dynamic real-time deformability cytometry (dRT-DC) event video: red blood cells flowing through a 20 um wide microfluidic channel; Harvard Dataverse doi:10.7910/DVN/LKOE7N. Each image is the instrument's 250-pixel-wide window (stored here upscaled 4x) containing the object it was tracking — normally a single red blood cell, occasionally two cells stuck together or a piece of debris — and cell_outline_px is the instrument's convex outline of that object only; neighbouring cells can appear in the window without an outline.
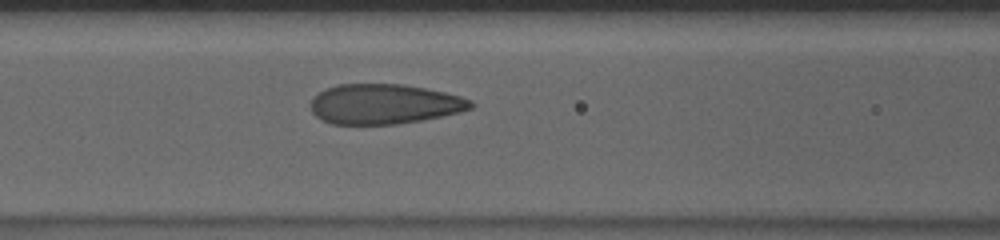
{"species": "human", "species_latin": "Homo sapiens", "temperature_condition": "cold", "stored_images_in_passage": 44, "camera_frame_rate_fps": 3000, "um_per_image_px": 0.085, "donor": {"sex": "male"}, "frame": {"image": 1, "passage_image": 19, "time_ms": 6.0, "image_size_px": [1000, 240], "cell_outline_px": [[476, 104], [472, 108], [460, 112], [420, 120], [396, 124], [332, 124], [316, 116], [312, 112], [312, 100], [320, 92], [328, 88], [340, 84], [400, 84], [424, 88], [444, 92], [460, 96], [472, 100]], "centroid_in_image_um": [32.7, 8.84], "position_along_channel_um": 133.9, "area_um2": 36.93}}
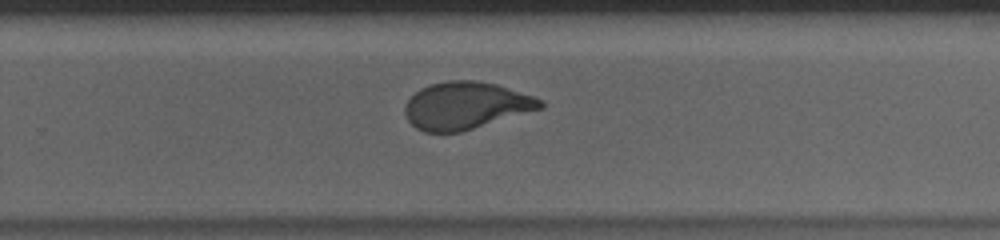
{"frame": {"image": 2, "passage_image": 32, "time_ms": 10.333, "image_size_px": [1000, 240], "cell_outline_px": [[544, 108], [460, 132], [424, 132], [416, 128], [408, 120], [404, 112], [404, 104], [420, 88], [428, 84], [448, 80], [476, 80], [496, 84], [544, 100]], "centroid_in_image_um": [39.58, 8.97], "position_along_channel_um": 290.2, "area_um2": 37.34}}
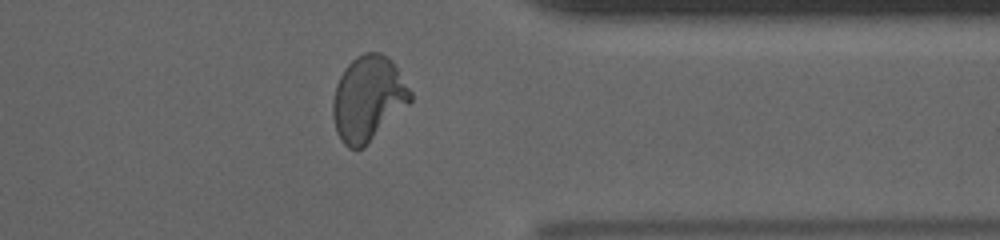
{"frame": {"image": 3, "passage_image": 40, "time_ms": 13.0, "image_size_px": [1000, 240], "cell_outline_px": [[412, 100], [364, 148], [348, 148], [340, 140], [336, 132], [332, 116], [332, 100], [336, 84], [344, 68], [356, 56], [364, 52], [380, 52], [388, 56], [392, 60], [412, 92]], "centroid_in_image_um": [31.27, 8.37], "position_along_channel_um": 380.1, "area_um2": 38.61}, "authors_computed_cell_mechanics": {"area_um2": 38.4948, "velocity_mm_per_s": 3.6235, "shape_relaxation_time_tau1_ms": 8.7513, "shape_relaxation_time_tau2_ms": null, "deformation_change_tau1": 0.2473, "deformation_change_tau2": null}}